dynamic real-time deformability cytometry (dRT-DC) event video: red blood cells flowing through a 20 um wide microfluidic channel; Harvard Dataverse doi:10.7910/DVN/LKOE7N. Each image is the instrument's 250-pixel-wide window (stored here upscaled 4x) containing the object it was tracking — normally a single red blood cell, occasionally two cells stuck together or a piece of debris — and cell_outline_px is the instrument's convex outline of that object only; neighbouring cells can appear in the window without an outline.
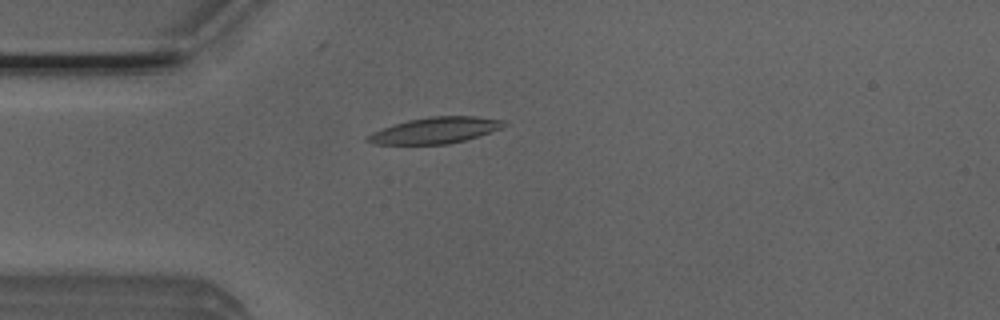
{"species": "Egyptian fruit bat (a non-hibernating species)", "species_latin": "Rousettus aegyptiacus", "temperature_condition": "room temperature", "stored_images_in_passage": 1, "camera_frame_rate_fps": 3000, "um_per_image_px": 0.085, "animal": {"sex": "male"}, "frame": {"image": 1, "passage_image": 1, "time_ms": 0.0, "image_size_px": [1000, 320], "cell_outline_px": [[508, 124], [500, 128], [464, 140], [448, 144], [376, 144], [364, 140], [364, 136], [372, 132], [408, 120], [428, 116], [476, 116], [504, 120]], "centroid_in_image_um": [36.96, 11.07], "position_along_channel_um": 48.0, "area_um2": 20.58}}